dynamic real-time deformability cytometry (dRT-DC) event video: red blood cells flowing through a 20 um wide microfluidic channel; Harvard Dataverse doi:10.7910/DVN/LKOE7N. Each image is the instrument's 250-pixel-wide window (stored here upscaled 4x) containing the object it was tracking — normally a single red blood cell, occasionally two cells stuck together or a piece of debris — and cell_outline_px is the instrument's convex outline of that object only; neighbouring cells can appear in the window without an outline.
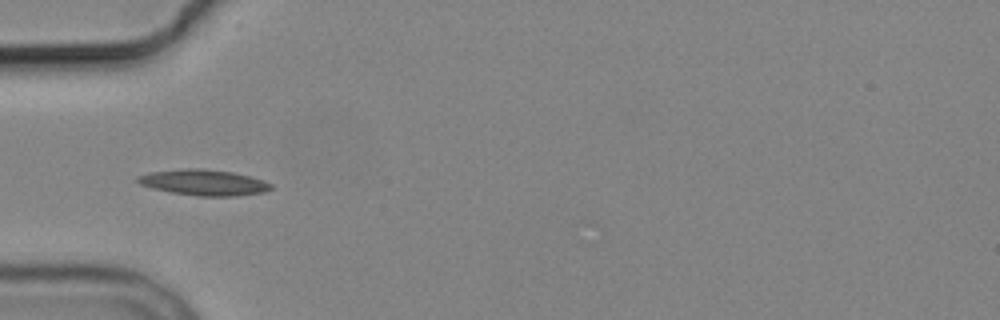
{"species": "common noctule bat (a hibernating species)", "species_latin": "Nyctalus noctula", "temperature_condition": "cold", "stored_images_in_passage": 5, "camera_frame_rate_fps": 3000, "um_per_image_px": 0.085, "animal": {"sex": "male", "body_mass_g": 19.2, "forearm_length_mm": 51.8}, "frame": {"image": 1, "passage_image": 3, "time_ms": 4.0, "image_size_px": [1000, 320], "cell_outline_px": [[272, 188], [264, 192], [236, 196], [196, 196], [172, 192], [152, 188], [140, 184], [136, 180], [136, 176], [148, 172], [180, 168], [204, 168], [232, 172], [264, 180], [272, 184]], "centroid_in_image_um": [17.29, 15.5], "position_along_channel_um": 67.7, "area_um2": 20.23}}
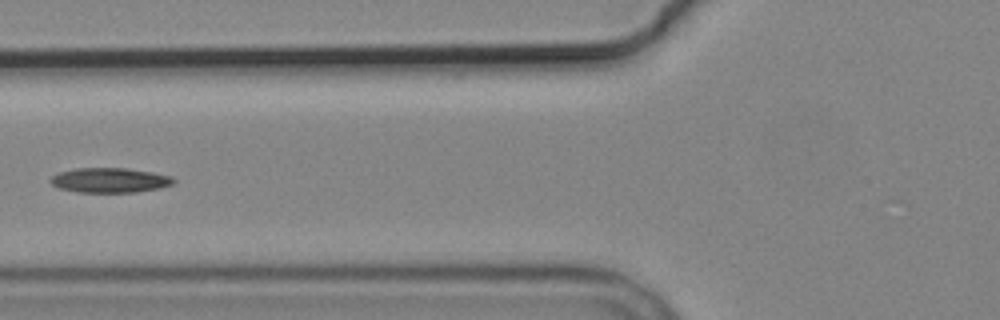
{"frame": {"image": 2, "passage_image": 4, "time_ms": 5.333, "image_size_px": [1000, 320], "cell_outline_px": [[176, 180], [172, 184], [160, 188], [136, 192], [76, 192], [60, 188], [52, 184], [48, 180], [52, 176], [60, 172], [76, 168], [124, 168], [152, 172], [172, 176]], "centroid_in_image_um": [9.34, 15.32], "position_along_channel_um": 116.5, "area_um2": 17.74}}
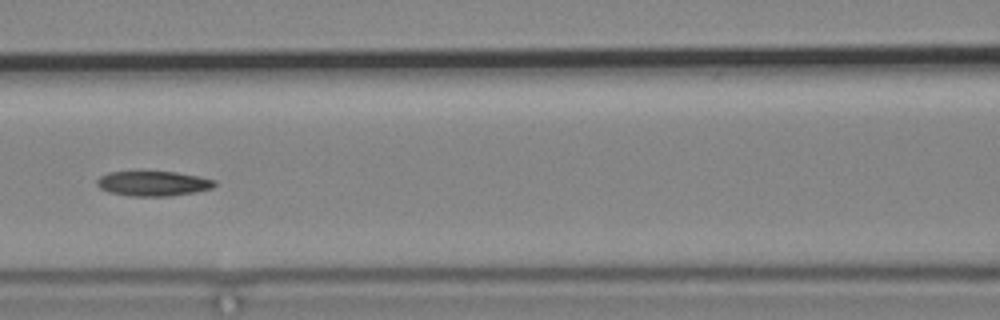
{"frame": {"image": 3, "passage_image": 5, "time_ms": 6.333, "image_size_px": [1000, 320], "cell_outline_px": [[216, 184], [212, 188], [196, 192], [168, 196], [132, 196], [108, 192], [100, 188], [96, 184], [96, 180], [100, 176], [108, 172], [176, 172], [200, 176], [216, 180]], "centroid_in_image_um": [13.03, 15.6], "position_along_channel_um": 153.6, "area_um2": 17.11}}